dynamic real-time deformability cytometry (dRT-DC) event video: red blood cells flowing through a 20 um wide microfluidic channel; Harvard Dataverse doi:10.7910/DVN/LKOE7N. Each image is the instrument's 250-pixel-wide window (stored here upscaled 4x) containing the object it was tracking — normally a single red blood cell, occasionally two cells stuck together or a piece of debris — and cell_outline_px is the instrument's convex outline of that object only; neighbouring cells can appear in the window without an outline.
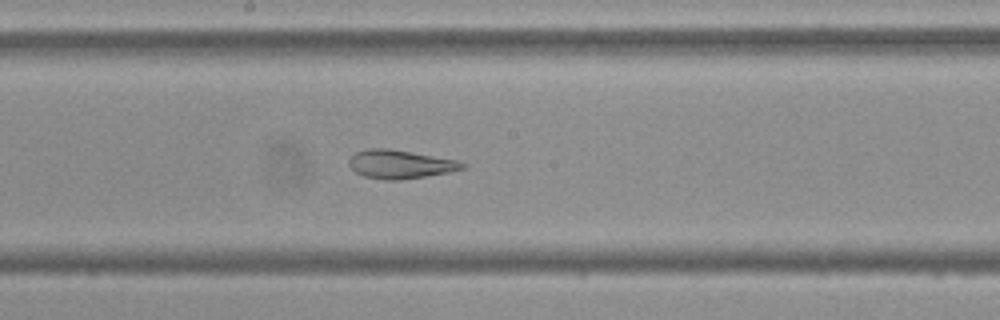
{"species": "Egyptian fruit bat (a non-hibernating species)", "species_latin": "Rousettus aegyptiacus", "temperature_condition": "cold", "stored_images_in_passage": 53, "camera_frame_rate_fps": 3000, "um_per_image_px": 0.085, "frame": {"image": 1, "passage_image": 28, "time_ms": 9.0, "image_size_px": [1000, 320], "cell_outline_px": [[468, 164], [464, 168], [452, 172], [400, 180], [384, 180], [364, 176], [356, 172], [348, 164], [348, 160], [356, 152], [368, 148], [388, 148], [456, 160]], "centroid_in_image_um": [34.02, 13.97], "position_along_channel_um": 214.2, "area_um2": 18.84}}
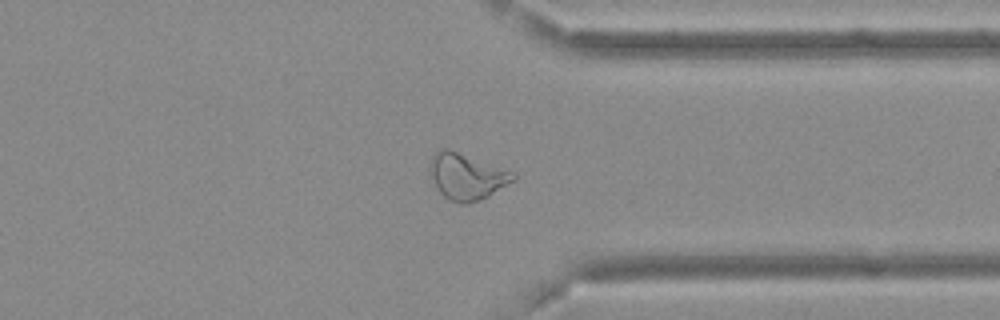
{"frame": {"image": 2, "passage_image": 41, "time_ms": 13.333, "image_size_px": [1000, 320], "cell_outline_px": [[516, 180], [488, 196], [480, 200], [468, 204], [460, 204], [448, 200], [440, 192], [432, 176], [432, 156], [440, 148], [448, 148], [516, 172]], "centroid_in_image_um": [39.74, 15.01], "position_along_channel_um": 371.7, "area_um2": 22.31}}
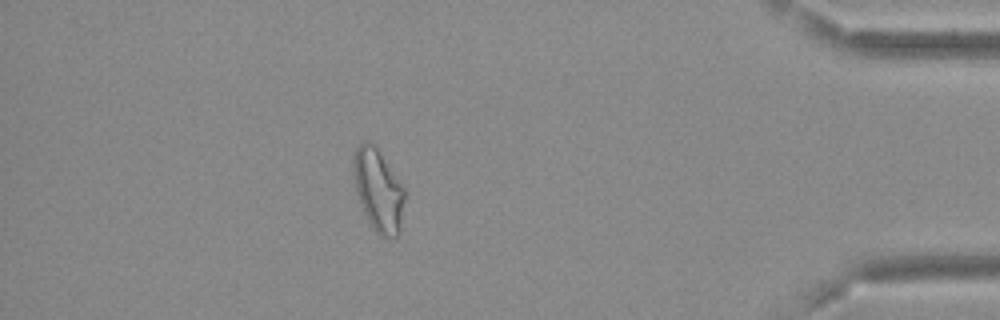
{"frame": {"image": 3, "passage_image": 47, "time_ms": 15.333, "image_size_px": [1000, 320], "cell_outline_px": [[404, 200], [400, 232], [396, 236], [380, 236], [372, 228], [364, 212], [356, 192], [352, 176], [352, 160], [356, 148], [360, 144], [372, 144], [376, 148], [404, 188]], "centroid_in_image_um": [32.13, 16.21], "position_along_channel_um": 403.1, "area_um2": 24.04}, "authors_computed_cell_mechanics": {"area_um2": 23.8714, "velocity_mm_per_s": 3.6857, "shape_relaxation_time_tau1_ms": null, "shape_relaxation_time_tau2_ms": 2.2587, "deformation_change_tau1": null, "deformation_change_tau2": 0.102}}